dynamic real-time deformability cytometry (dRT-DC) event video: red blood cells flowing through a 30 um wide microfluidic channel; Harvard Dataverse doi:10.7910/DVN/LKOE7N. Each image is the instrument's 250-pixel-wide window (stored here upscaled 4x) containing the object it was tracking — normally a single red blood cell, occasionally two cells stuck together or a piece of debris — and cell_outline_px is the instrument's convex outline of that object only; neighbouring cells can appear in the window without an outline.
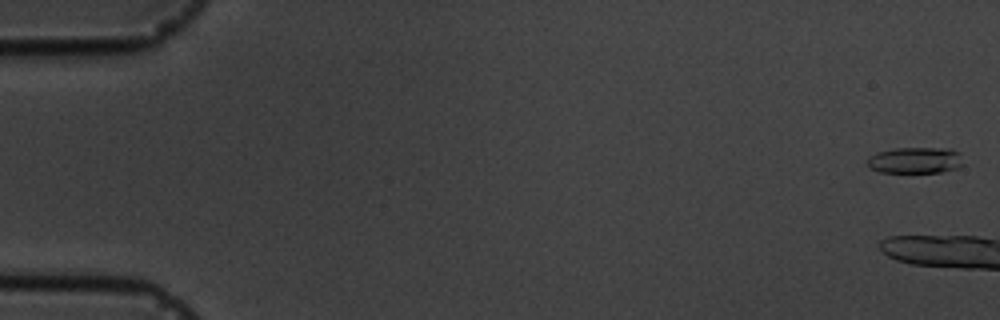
{"species": "common noctule bat (a hibernating species)", "species_latin": "Nyctalus noctula", "temperature_condition": "cold", "stored_images_in_passage": 4, "camera_frame_rate_fps": 3000, "um_per_image_px": 0.085, "animal": {"sex": "male", "body_mass_g": 19.5, "forearm_length_mm": 54.6}, "frame": {"image": 1, "passage_image": 1, "time_ms": 0.0, "image_size_px": [1000, 320], "cell_outline_px": [[964, 164], [956, 168], [940, 172], [880, 172], [872, 168], [868, 164], [868, 156], [876, 152], [896, 148], [952, 148], [960, 152]], "centroid_in_image_um": [77.84, 13.61], "position_along_channel_um": 7.2, "area_um2": 14.74}}